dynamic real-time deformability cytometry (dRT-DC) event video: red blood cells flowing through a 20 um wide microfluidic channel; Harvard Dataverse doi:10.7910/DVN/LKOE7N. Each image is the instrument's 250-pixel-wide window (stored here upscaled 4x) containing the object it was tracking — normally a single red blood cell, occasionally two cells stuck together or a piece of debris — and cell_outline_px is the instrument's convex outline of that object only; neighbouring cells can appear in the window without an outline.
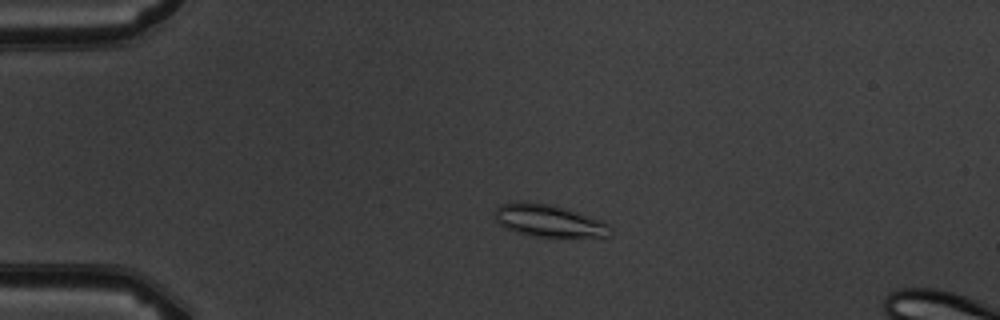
{"species": "common noctule bat (a hibernating species)", "species_latin": "Nyctalus noctula", "temperature_condition": "warm", "stored_images_in_passage": 5, "camera_frame_rate_fps": 3000, "um_per_image_px": 0.085, "animal": {"sex": "male", "body_mass_g": 19.5, "forearm_length_mm": 54.6}, "frame": {"image": 1, "passage_image": 4, "time_ms": 3.333, "image_size_px": [1000, 320], "cell_outline_px": [[612, 236], [536, 236], [516, 232], [504, 228], [496, 220], [496, 208], [500, 204], [520, 200], [528, 200], [568, 208], [600, 220], [608, 224], [612, 228]], "centroid_in_image_um": [46.63, 18.73], "position_along_channel_um": 38.4, "area_um2": 21.79}}